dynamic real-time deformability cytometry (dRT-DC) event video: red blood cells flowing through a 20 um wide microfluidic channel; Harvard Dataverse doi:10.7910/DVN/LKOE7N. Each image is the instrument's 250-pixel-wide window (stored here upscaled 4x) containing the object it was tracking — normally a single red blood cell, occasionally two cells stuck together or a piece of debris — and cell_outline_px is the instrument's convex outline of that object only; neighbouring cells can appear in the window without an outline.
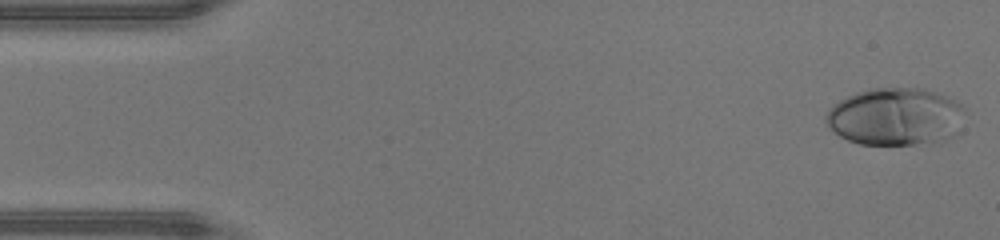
{"species": "human", "species_latin": "Homo sapiens", "temperature_condition": "warm", "stored_images_in_passage": 41, "camera_frame_rate_fps": 3000, "um_per_image_px": 0.085, "donor": {"sex": "male"}, "frame": {"image": 1, "passage_image": 1, "time_ms": 0.0, "image_size_px": [1000, 240], "cell_outline_px": [[964, 104], [956, 132], [952, 136], [944, 140], [932, 144], [860, 144], [848, 140], [840, 136], [824, 120], [824, 116], [832, 104], [856, 92], [868, 88], [924, 88], [936, 92], [956, 100]], "centroid_in_image_um": [76.09, 9.9], "position_along_channel_um": 8.9, "area_um2": 46.64}}
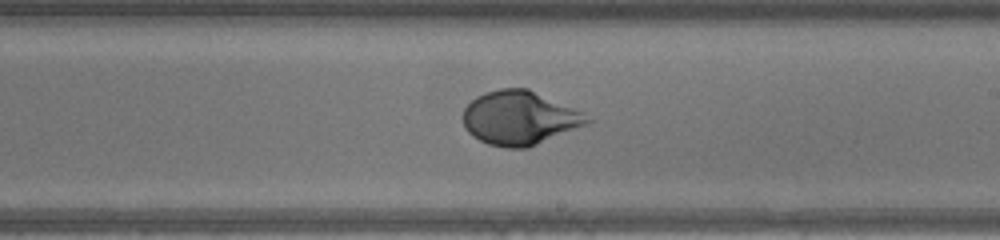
{"frame": {"image": 2, "passage_image": 26, "time_ms": 8.333, "image_size_px": [1000, 240], "cell_outline_px": [[592, 120], [588, 124], [528, 148], [504, 148], [488, 144], [472, 136], [464, 128], [464, 108], [476, 96], [484, 92], [500, 88], [528, 88], [584, 112]], "centroid_in_image_um": [44.17, 10.03], "position_along_channel_um": 244.8, "area_um2": 39.19}}
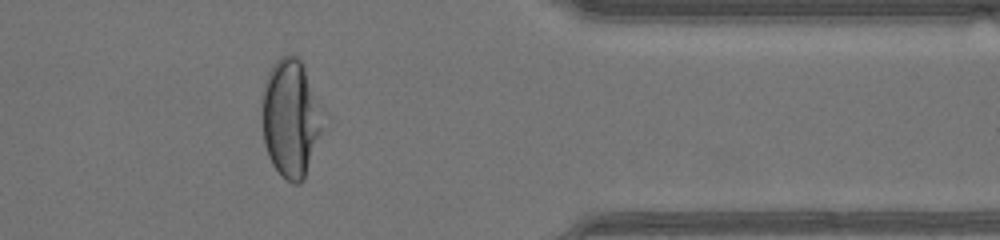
{"frame": {"image": 3, "passage_image": 37, "time_ms": 12.0, "image_size_px": [1000, 240], "cell_outline_px": [[320, 132], [304, 180], [300, 184], [292, 184], [280, 176], [272, 164], [268, 156], [264, 144], [260, 116], [260, 96], [268, 72], [272, 64], [280, 56], [300, 56], [304, 64], [320, 124]], "centroid_in_image_um": [24.57, 10.08], "position_along_channel_um": 386.8, "area_um2": 41.1}}